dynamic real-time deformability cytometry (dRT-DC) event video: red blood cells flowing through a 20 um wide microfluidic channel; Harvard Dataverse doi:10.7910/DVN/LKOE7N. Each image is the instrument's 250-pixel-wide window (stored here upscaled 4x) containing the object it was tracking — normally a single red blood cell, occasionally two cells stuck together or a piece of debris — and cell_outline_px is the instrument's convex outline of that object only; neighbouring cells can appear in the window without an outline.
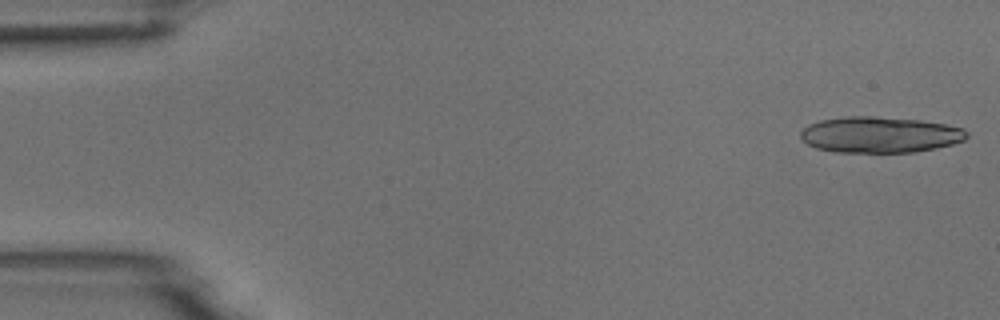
{"species": "common noctule bat (a hibernating species)", "species_latin": "Nyctalus noctula", "temperature_condition": "room temperature", "stored_images_in_passage": 5, "camera_frame_rate_fps": 3000, "um_per_image_px": 0.085, "animal": {"sex": "male", "body_mass_g": 18.8}, "frame": {"image": 1, "passage_image": 1, "time_ms": 0.0, "image_size_px": [1000, 320], "cell_outline_px": [[968, 136], [964, 140], [952, 144], [936, 148], [916, 152], [836, 152], [816, 148], [808, 144], [800, 136], [800, 132], [808, 124], [820, 120], [848, 116], [872, 116], [920, 120], [944, 124], [964, 128], [968, 132]], "centroid_in_image_um": [74.8, 11.45], "position_along_channel_um": 10.2, "area_um2": 34.91}}